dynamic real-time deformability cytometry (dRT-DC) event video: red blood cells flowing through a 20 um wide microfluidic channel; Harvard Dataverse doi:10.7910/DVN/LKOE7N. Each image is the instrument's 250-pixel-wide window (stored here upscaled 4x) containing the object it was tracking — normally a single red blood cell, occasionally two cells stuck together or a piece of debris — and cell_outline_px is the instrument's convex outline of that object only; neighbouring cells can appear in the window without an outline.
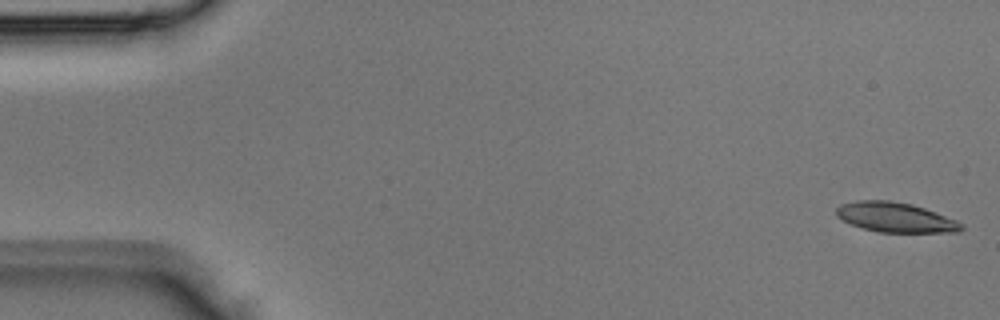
{"species": "Egyptian fruit bat (a non-hibernating species)", "species_latin": "Rousettus aegyptiacus", "temperature_condition": "room temperature", "stored_images_in_passage": 4, "camera_frame_rate_fps": 3000, "um_per_image_px": 0.085, "animal": {"sex": "male"}, "frame": {"image": 1, "passage_image": 1, "time_ms": 0.0, "image_size_px": [1000, 320], "cell_outline_px": [[964, 228], [960, 232], [880, 232], [860, 228], [836, 216], [836, 208], [840, 204], [856, 200], [888, 200], [912, 204], [924, 208], [956, 220], [964, 224]], "centroid_in_image_um": [76.11, 18.47], "position_along_channel_um": 8.9, "area_um2": 21.73}}
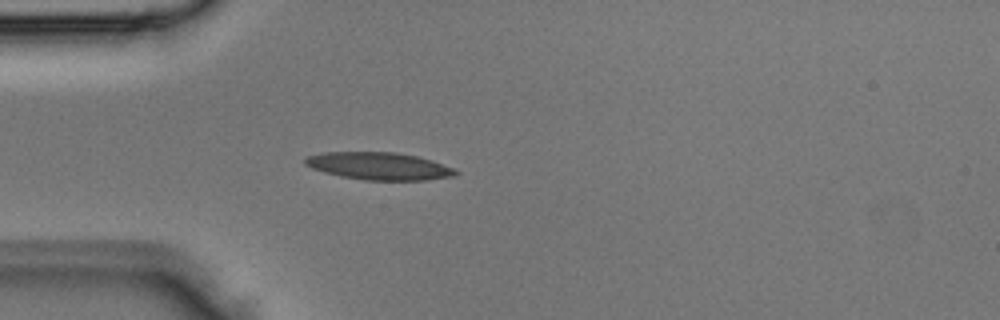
{"frame": {"image": 2, "passage_image": 4, "time_ms": 1.0, "image_size_px": [1000, 320], "cell_outline_px": [[460, 172], [456, 176], [428, 180], [364, 180], [340, 176], [324, 172], [312, 168], [304, 164], [304, 160], [308, 156], [324, 152], [396, 152], [416, 156], [432, 160], [452, 168]], "centroid_in_image_um": [32.23, 14.12], "position_along_channel_um": 52.8, "area_um2": 24.1}}